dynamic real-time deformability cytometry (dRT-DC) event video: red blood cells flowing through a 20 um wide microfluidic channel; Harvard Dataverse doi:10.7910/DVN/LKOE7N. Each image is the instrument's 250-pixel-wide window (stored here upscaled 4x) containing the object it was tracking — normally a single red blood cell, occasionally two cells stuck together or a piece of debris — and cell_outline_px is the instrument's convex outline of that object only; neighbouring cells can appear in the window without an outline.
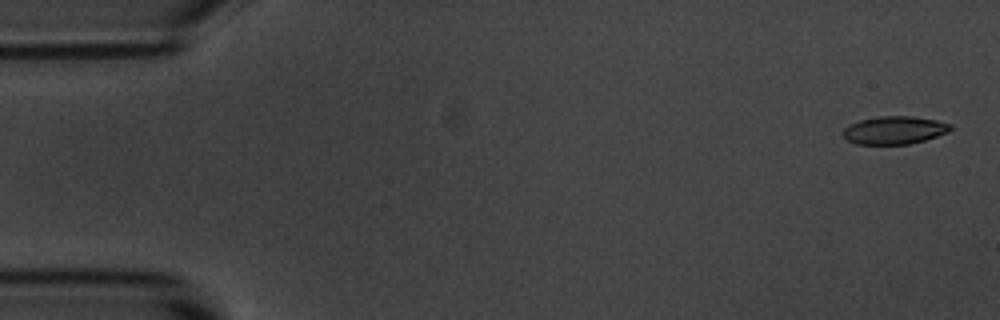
{"species": "common noctule bat (a hibernating species)", "species_latin": "Nyctalus noctula", "temperature_condition": "room temperature", "stored_images_in_passage": 3, "camera_frame_rate_fps": 3000, "um_per_image_px": 0.085, "animal": {"sex": "male", "body_mass_g": 20.1, "forearm_length_mm": 53.5}, "frame": {"image": 1, "passage_image": 1, "time_ms": 0.0, "image_size_px": [1000, 320], "cell_outline_px": [[952, 128], [948, 132], [924, 140], [908, 144], [856, 144], [848, 140], [840, 132], [848, 124], [860, 120], [880, 116], [912, 116], [936, 120], [952, 124]], "centroid_in_image_um": [76.0, 11.06], "position_along_channel_um": 9.0, "area_um2": 17.51}}